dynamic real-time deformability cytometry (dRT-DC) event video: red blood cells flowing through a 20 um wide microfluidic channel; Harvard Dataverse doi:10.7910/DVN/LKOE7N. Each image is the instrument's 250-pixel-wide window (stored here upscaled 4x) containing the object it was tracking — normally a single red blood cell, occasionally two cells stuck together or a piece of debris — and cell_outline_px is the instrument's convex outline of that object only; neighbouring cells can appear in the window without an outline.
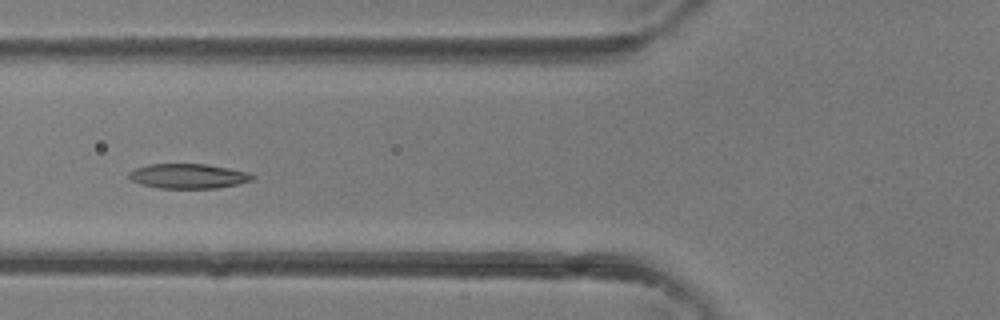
{"species": "common noctule bat (a hibernating species)", "species_latin": "Nyctalus noctula", "temperature_condition": "room temperature", "stored_images_in_passage": 5, "camera_frame_rate_fps": 3000, "um_per_image_px": 0.085, "animal": {"sex": "female"}, "frame": {"image": 1, "passage_image": 5, "time_ms": 1.333, "image_size_px": [1000, 320], "cell_outline_px": [[256, 176], [252, 180], [240, 184], [216, 188], [160, 188], [140, 184], [132, 180], [128, 176], [128, 172], [136, 168], [148, 164], [208, 164], [248, 172]], "centroid_in_image_um": [16.02, 14.97], "position_along_channel_um": 109.8, "area_um2": 17.86}}